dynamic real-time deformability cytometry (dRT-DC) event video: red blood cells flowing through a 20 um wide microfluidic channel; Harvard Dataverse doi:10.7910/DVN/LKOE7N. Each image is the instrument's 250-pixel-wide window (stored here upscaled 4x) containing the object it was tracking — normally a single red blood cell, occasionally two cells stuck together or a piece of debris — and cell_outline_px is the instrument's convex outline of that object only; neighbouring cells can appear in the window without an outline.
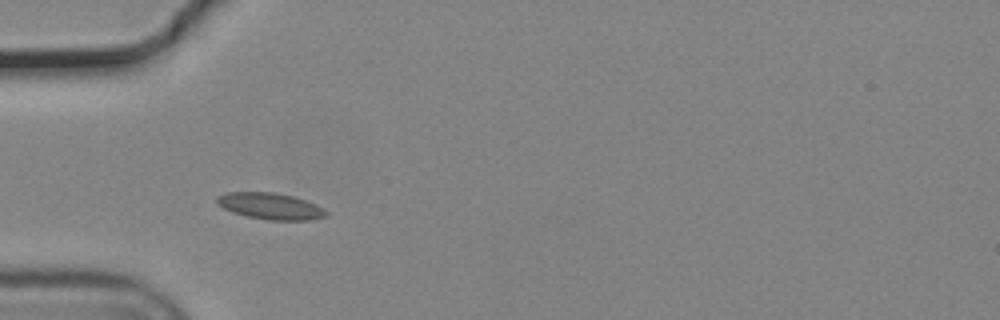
{"species": "common noctule bat (a hibernating species)", "species_latin": "Nyctalus noctula", "temperature_condition": "cold", "stored_images_in_passage": 39, "camera_frame_rate_fps": 3000, "um_per_image_px": 0.085, "animal": {"sex": "male", "body_mass_g": 19.2, "forearm_length_mm": 51.8}, "frame": {"image": 1, "passage_image": 1, "time_ms": 0.0, "image_size_px": [1000, 320], "cell_outline_px": [[328, 216], [308, 220], [268, 220], [248, 216], [232, 212], [216, 204], [216, 196], [228, 192], [276, 192], [292, 196], [304, 200], [328, 212]], "centroid_in_image_um": [22.93, 17.52], "position_along_channel_um": 62.1, "area_um2": 16.65}}
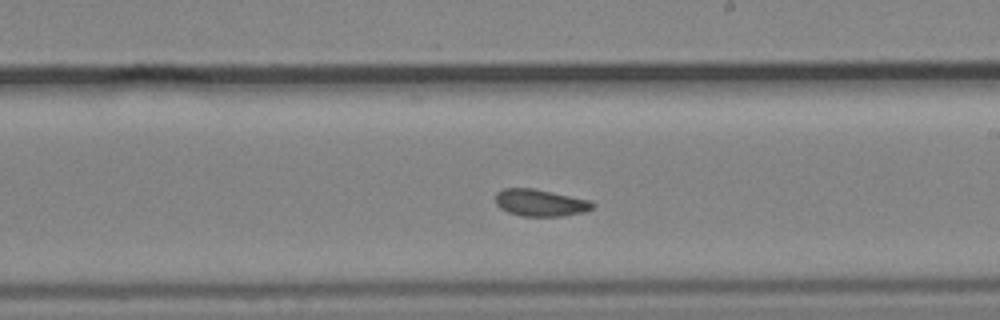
{"frame": {"image": 2, "passage_image": 16, "time_ms": 5.0, "image_size_px": [1000, 320], "cell_outline_px": [[596, 204], [592, 208], [584, 212], [560, 216], [520, 216], [508, 212], [500, 208], [496, 204], [496, 192], [504, 188], [532, 188], [552, 192], [588, 200]], "centroid_in_image_um": [45.89, 17.23], "position_along_channel_um": 243.1, "area_um2": 15.14}}
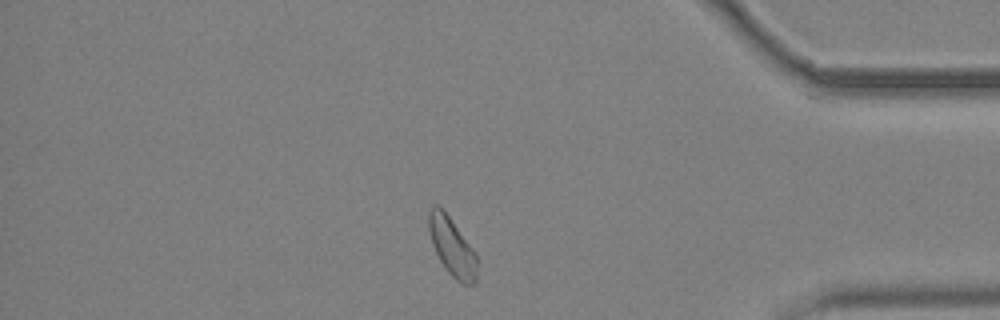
{"frame": {"image": 3, "passage_image": 31, "time_ms": 10.0, "image_size_px": [1000, 320], "cell_outline_px": [[476, 284], [464, 284], [456, 280], [448, 272], [440, 260], [432, 244], [428, 228], [428, 212], [432, 204], [436, 204], [448, 216], [468, 244], [476, 256]], "centroid_in_image_um": [38.38, 20.99], "position_along_channel_um": 396.8, "area_um2": 15.84}, "authors_computed_cell_mechanics": {"area_um2": 15.7794, "velocity_mm_per_s": 3.6857, "shape_relaxation_time_tau1_ms": null, "shape_relaxation_time_tau2_ms": 3.1223, "deformation_change_tau1": null, "deformation_change_tau2": 0.0662}}